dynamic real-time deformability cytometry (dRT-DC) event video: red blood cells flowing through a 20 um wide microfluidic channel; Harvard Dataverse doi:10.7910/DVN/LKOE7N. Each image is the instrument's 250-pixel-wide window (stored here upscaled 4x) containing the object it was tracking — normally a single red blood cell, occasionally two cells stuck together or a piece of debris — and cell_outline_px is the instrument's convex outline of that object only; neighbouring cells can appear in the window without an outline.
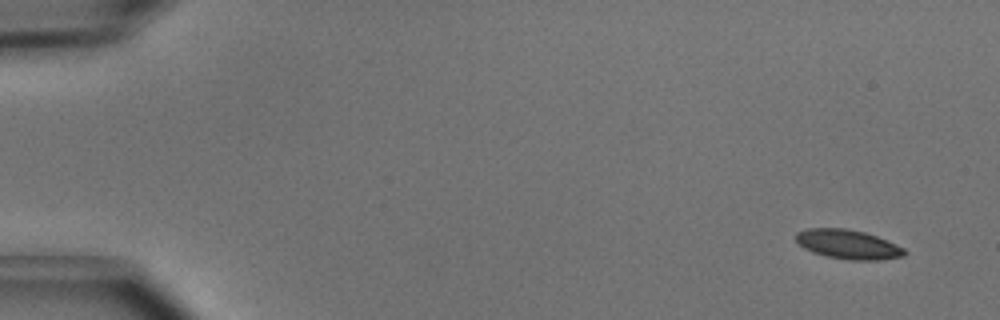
{"species": "common noctule bat (a hibernating species)", "species_latin": "Nyctalus noctula", "temperature_condition": "cold", "stored_images_in_passage": 5, "camera_frame_rate_fps": 3000, "um_per_image_px": 0.085, "animal": {"sex": "male", "body_mass_g": 15.6}, "frame": {"image": 1, "passage_image": 1, "time_ms": 0.0, "image_size_px": [1000, 320], "cell_outline_px": [[908, 252], [904, 256], [880, 260], [848, 260], [824, 256], [812, 252], [804, 248], [792, 236], [796, 232], [808, 228], [848, 228], [864, 232], [888, 240], [904, 248]], "centroid_in_image_um": [72.07, 20.77], "position_along_channel_um": 12.9, "area_um2": 18.84}}
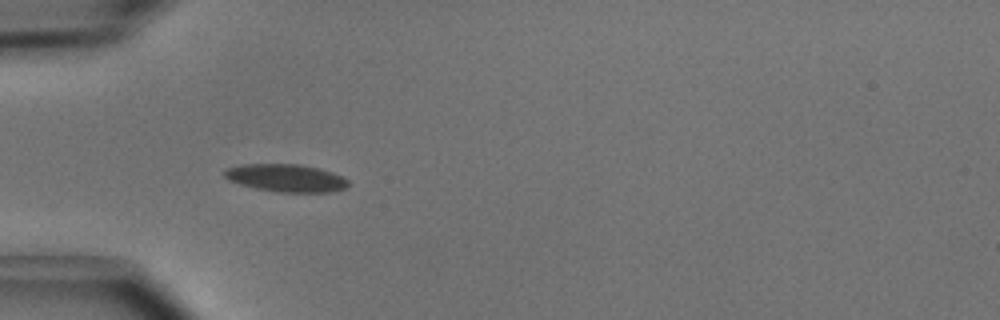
{"frame": {"image": 2, "passage_image": 4, "time_ms": 1.0, "image_size_px": [1000, 320], "cell_outline_px": [[348, 184], [344, 188], [328, 192], [280, 192], [256, 188], [240, 184], [228, 180], [224, 176], [224, 172], [228, 168], [240, 164], [300, 164], [320, 168], [344, 176], [348, 180]], "centroid_in_image_um": [24.32, 15.12], "position_along_channel_um": 60.7, "area_um2": 19.94}}